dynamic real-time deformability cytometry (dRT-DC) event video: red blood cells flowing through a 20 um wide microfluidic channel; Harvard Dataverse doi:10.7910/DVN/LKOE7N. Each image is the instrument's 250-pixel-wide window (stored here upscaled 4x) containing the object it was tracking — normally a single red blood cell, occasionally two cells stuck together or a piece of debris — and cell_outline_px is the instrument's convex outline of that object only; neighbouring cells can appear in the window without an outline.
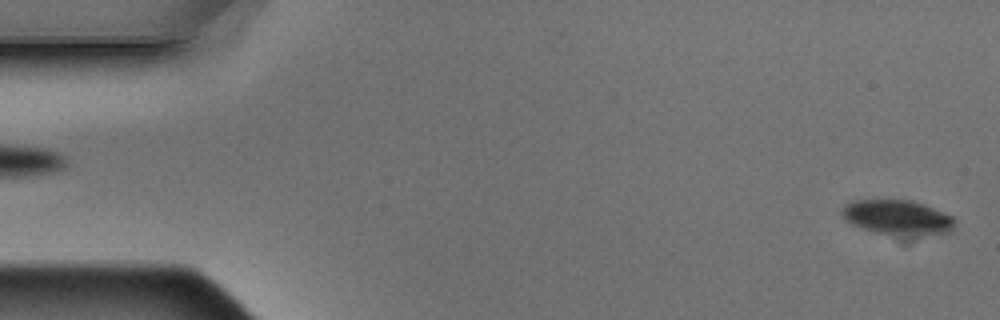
{"species": "Egyptian fruit bat (a non-hibernating species)", "species_latin": "Rousettus aegyptiacus", "temperature_condition": "warm", "stored_images_in_passage": 6, "segment_of_instrument_passage": [2, 2], "camera_frame_rate_fps": 3000, "um_per_image_px": 0.085, "animal": {"sex": "male"}, "frame": {"image": 1, "passage_image": 6, "time_ms": 1.667, "image_size_px": [1000, 320], "cell_outline_px": [[956, 220], [952, 232], [924, 236], [916, 236], [876, 232], [852, 224], [840, 212], [840, 208], [844, 204], [852, 200], [912, 200], [924, 204], [952, 216]], "centroid_in_image_um": [76.33, 18.47], "position_along_channel_um": 8.7, "area_um2": 22.95}}